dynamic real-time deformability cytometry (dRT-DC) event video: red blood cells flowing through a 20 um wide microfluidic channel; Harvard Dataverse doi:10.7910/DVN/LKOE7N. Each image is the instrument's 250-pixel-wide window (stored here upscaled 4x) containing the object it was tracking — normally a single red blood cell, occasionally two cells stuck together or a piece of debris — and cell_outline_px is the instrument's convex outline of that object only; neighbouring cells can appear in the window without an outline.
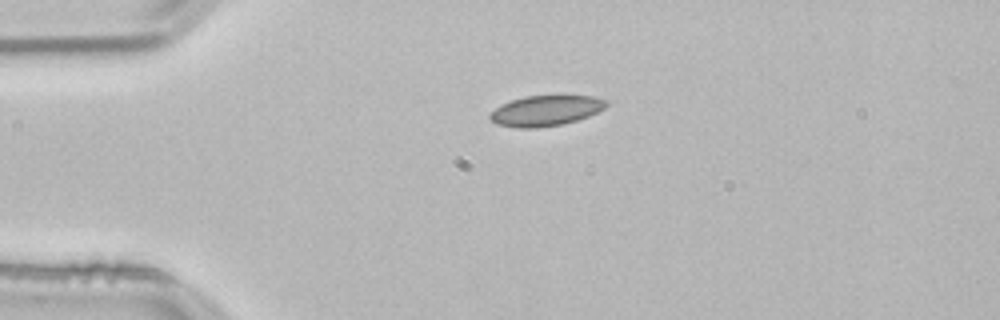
{"species": "common noctule bat (a hibernating species)", "species_latin": "Nyctalus noctula", "temperature_condition": "room temperature", "stored_images_in_passage": 42, "camera_frame_rate_fps": 3000, "um_per_image_px": 0.085, "animal": {"sex": "male", "body_mass_g": 21.5, "forearm_length_mm": 52.0}, "frame": {"image": 1, "passage_image": 1, "time_ms": 0.0, "image_size_px": [1000, 320], "cell_outline_px": [[608, 104], [604, 108], [588, 116], [576, 120], [560, 124], [536, 128], [516, 128], [496, 124], [488, 116], [500, 104], [524, 96], [592, 96], [608, 100]], "centroid_in_image_um": [46.37, 9.4], "position_along_channel_um": 38.6, "area_um2": 20.46}}
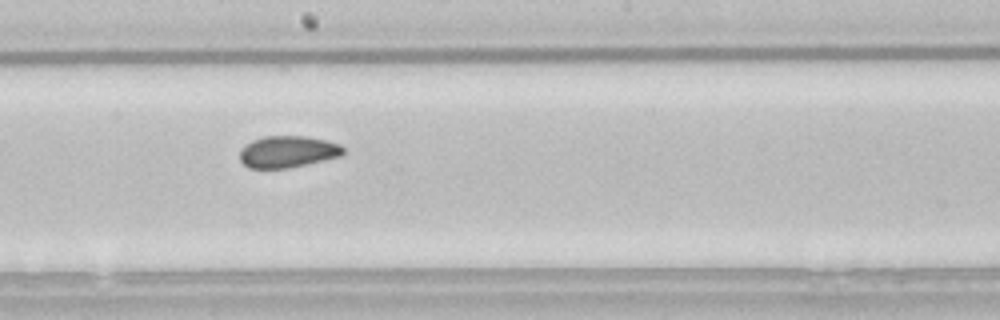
{"frame": {"image": 2, "passage_image": 18, "time_ms": 5.667, "image_size_px": [1000, 320], "cell_outline_px": [[344, 156], [288, 168], [248, 168], [240, 160], [240, 148], [244, 144], [252, 140], [264, 136], [304, 136], [328, 140], [340, 144], [344, 148]], "centroid_in_image_um": [24.47, 12.89], "position_along_channel_um": 223.7, "area_um2": 19.42}}
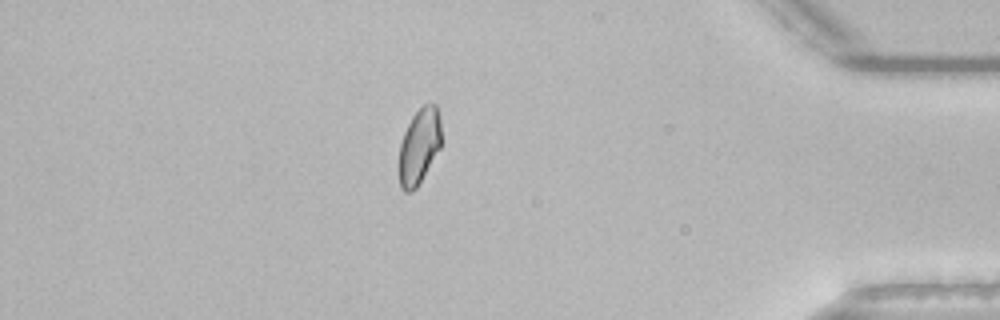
{"frame": {"image": 3, "passage_image": 35, "time_ms": 11.333, "image_size_px": [1000, 320], "cell_outline_px": [[440, 148], [416, 188], [412, 192], [404, 192], [400, 188], [396, 168], [400, 144], [404, 132], [412, 116], [424, 104], [436, 104], [440, 120]], "centroid_in_image_um": [35.57, 12.49], "position_along_channel_um": 399.6, "area_um2": 18.9}, "authors_computed_cell_mechanics": {"area_um2": 19.5364, "velocity_mm_per_s": 3.8018, "shape_relaxation_time_tau1_ms": null, "shape_relaxation_time_tau2_ms": 3.3156, "deformation_change_tau1": null, "deformation_change_tau2": 0.0614}}